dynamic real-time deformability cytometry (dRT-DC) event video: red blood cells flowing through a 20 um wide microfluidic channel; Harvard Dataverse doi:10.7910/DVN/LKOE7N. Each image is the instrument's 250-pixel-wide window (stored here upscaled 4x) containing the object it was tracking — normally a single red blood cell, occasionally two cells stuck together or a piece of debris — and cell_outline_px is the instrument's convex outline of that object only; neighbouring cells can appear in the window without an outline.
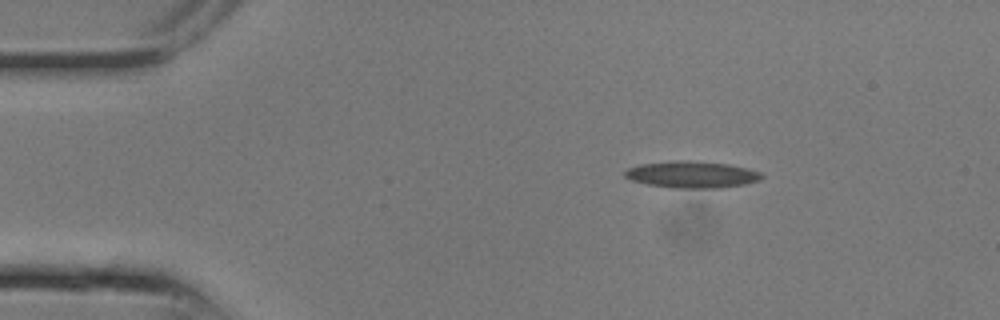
{"species": "common noctule bat (a hibernating species)", "species_latin": "Nyctalus noctula", "temperature_condition": "room temperature", "stored_images_in_passage": 10, "camera_frame_rate_fps": 3000, "um_per_image_px": 0.085, "animal": {"sex": "male", "body_mass_g": 13.3}, "frame": {"image": 1, "passage_image": 4, "time_ms": 1.0, "image_size_px": [1000, 320], "cell_outline_px": [[756, 176], [748, 180], [728, 184], [660, 184], [640, 180], [632, 176], [628, 172], [636, 168], [656, 164], [712, 164], [732, 168], [748, 172]], "centroid_in_image_um": [58.66, 14.81], "position_along_channel_um": 26.3, "area_um2": 14.74}}
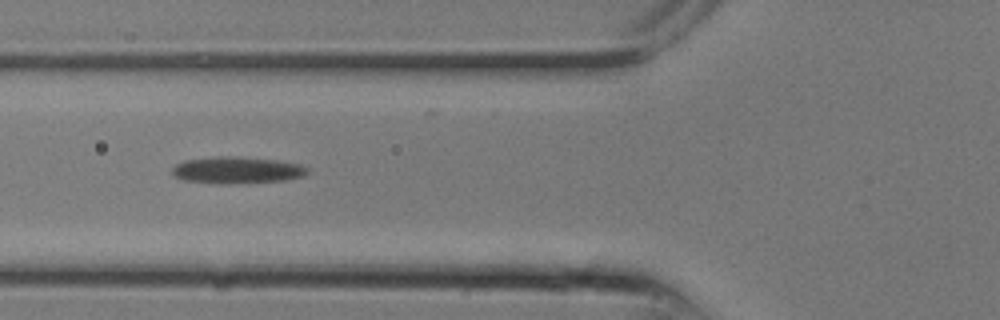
{"frame": {"image": 2, "passage_image": 9, "time_ms": 2.667, "image_size_px": [1000, 320], "cell_outline_px": [[300, 172], [288, 176], [260, 180], [212, 180], [184, 176], [176, 172], [184, 164], [208, 160], [240, 160], [276, 164], [296, 168]], "centroid_in_image_um": [20.0, 14.48], "position_along_channel_um": 105.8, "area_um2": 13.76}}